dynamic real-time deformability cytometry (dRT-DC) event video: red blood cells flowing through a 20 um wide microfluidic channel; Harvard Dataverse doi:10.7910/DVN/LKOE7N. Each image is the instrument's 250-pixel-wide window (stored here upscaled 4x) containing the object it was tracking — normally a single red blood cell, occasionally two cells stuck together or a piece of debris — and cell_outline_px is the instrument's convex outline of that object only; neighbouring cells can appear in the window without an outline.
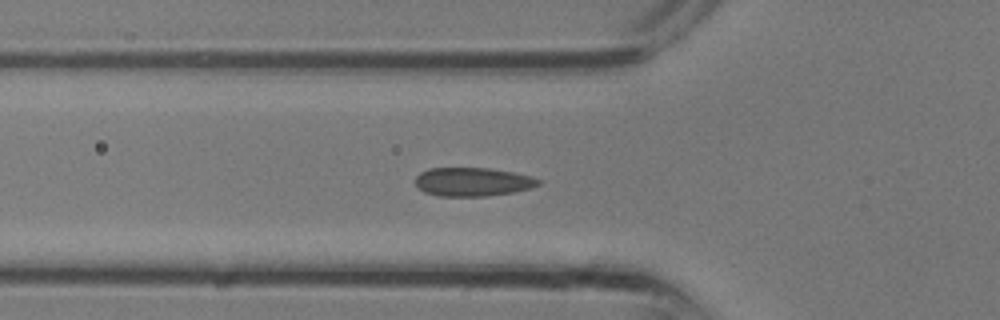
{"species": "common noctule bat (a hibernating species)", "species_latin": "Nyctalus noctula", "temperature_condition": "room temperature", "stored_images_in_passage": 32, "camera_frame_rate_fps": 3000, "um_per_image_px": 0.085, "animal": {"sex": "male", "body_mass_g": 13.3}, "frame": {"image": 1, "passage_image": 11, "time_ms": 3.333, "image_size_px": [1000, 320], "cell_outline_px": [[540, 184], [532, 188], [512, 192], [488, 196], [440, 196], [424, 192], [416, 184], [416, 176], [420, 172], [428, 168], [492, 168], [512, 172], [528, 176], [540, 180]], "centroid_in_image_um": [40.16, 15.45], "position_along_channel_um": 85.6, "area_um2": 20.46}}
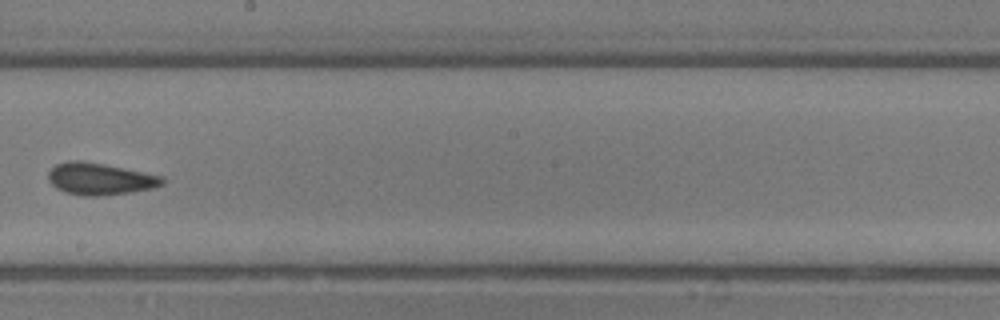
{"frame": {"image": 2, "passage_image": 18, "time_ms": 5.667, "image_size_px": [1000, 320], "cell_outline_px": [[164, 184], [156, 188], [132, 192], [104, 196], [80, 196], [64, 192], [56, 188], [48, 180], [48, 172], [56, 164], [68, 160], [80, 160], [104, 164], [164, 176]], "centroid_in_image_um": [8.51, 15.22], "position_along_channel_um": 239.7, "area_um2": 21.56}}
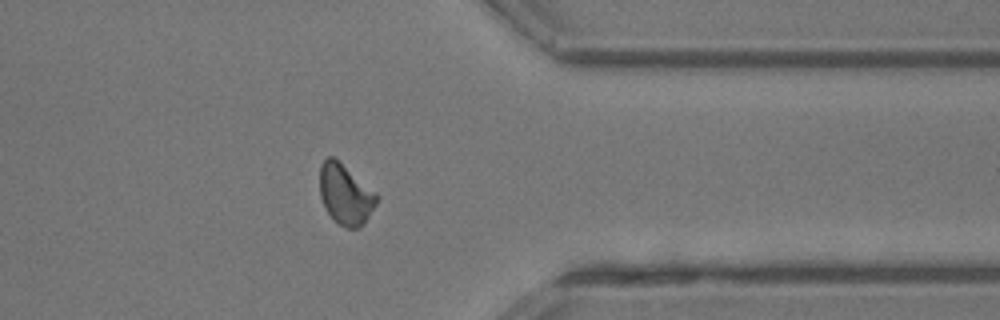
{"frame": {"image": 3, "passage_image": 25, "time_ms": 8.0, "image_size_px": [1000, 320], "cell_outline_px": [[380, 196], [376, 204], [364, 224], [360, 228], [348, 228], [332, 220], [320, 196], [320, 164], [328, 156], [332, 156], [376, 192]], "centroid_in_image_um": [29.37, 16.54], "position_along_channel_um": 382.0, "area_um2": 19.88}}